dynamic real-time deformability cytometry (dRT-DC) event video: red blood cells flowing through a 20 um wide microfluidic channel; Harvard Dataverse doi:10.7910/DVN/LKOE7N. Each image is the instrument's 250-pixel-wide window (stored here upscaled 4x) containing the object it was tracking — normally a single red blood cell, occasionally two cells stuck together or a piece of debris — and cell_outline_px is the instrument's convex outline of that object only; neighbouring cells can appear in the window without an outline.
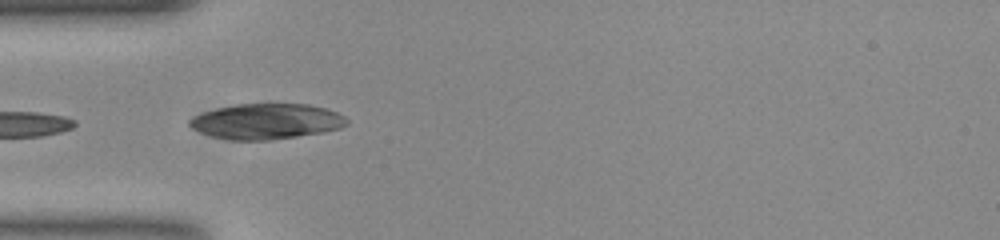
{"species": "common noctule bat (a hibernating species)", "species_latin": "Nyctalus noctula", "temperature_condition": "room temperature", "stored_images_in_passage": 15, "camera_frame_rate_fps": 3000, "um_per_image_px": 0.085, "animal": {"sex": "female", "body_mass_g": 23.0, "forearm_length_mm": 53.4}, "frame": {"image": 1, "passage_image": 1, "time_ms": 0.0, "image_size_px": [1000, 240], "cell_outline_px": [[348, 124], [340, 128], [324, 132], [272, 140], [228, 140], [212, 136], [200, 132], [192, 128], [188, 124], [188, 120], [192, 116], [204, 112], [236, 104], [308, 104], [324, 108], [336, 112], [344, 116], [348, 120]], "centroid_in_image_um": [22.64, 10.33], "position_along_channel_um": 62.4, "area_um2": 32.48}}